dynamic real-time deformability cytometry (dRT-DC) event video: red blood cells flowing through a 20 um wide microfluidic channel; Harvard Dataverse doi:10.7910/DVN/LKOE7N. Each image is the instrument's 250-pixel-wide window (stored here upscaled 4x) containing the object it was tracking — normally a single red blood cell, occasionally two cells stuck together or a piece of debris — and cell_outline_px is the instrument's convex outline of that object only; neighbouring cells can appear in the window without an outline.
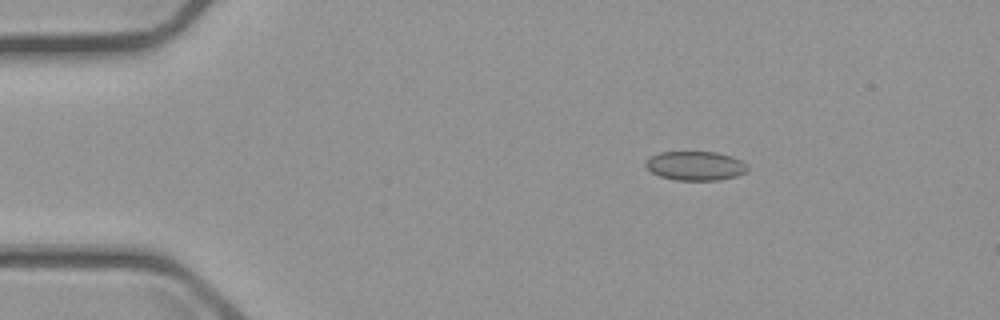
{"species": "common noctule bat (a hibernating species)", "species_latin": "Nyctalus noctula", "temperature_condition": "cold", "stored_images_in_passage": 2, "camera_frame_rate_fps": 3000, "um_per_image_px": 0.085, "animal": {"sex": "male", "body_mass_g": 23.1, "forearm_length_mm": 52.7}, "frame": {"image": 1, "passage_image": 1, "time_ms": 0.0, "image_size_px": [1000, 320], "cell_outline_px": [[748, 168], [744, 172], [736, 176], [720, 180], [676, 180], [660, 176], [652, 172], [644, 164], [648, 156], [660, 152], [716, 152], [732, 156], [740, 160]], "centroid_in_image_um": [59.07, 14.09], "position_along_channel_um": 25.9, "area_um2": 17.22}}